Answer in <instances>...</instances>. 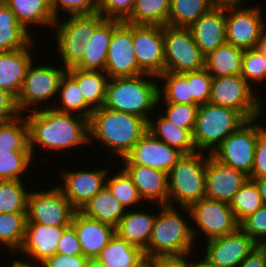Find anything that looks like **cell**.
I'll return each instance as SVG.
<instances>
[{
	"label": "cell",
	"mask_w": 266,
	"mask_h": 267,
	"mask_svg": "<svg viewBox=\"0 0 266 267\" xmlns=\"http://www.w3.org/2000/svg\"><path fill=\"white\" fill-rule=\"evenodd\" d=\"M248 179L244 172L224 165L208 154L205 174V198L230 204L234 194Z\"/></svg>",
	"instance_id": "d6986e66"
},
{
	"label": "cell",
	"mask_w": 266,
	"mask_h": 267,
	"mask_svg": "<svg viewBox=\"0 0 266 267\" xmlns=\"http://www.w3.org/2000/svg\"><path fill=\"white\" fill-rule=\"evenodd\" d=\"M171 0H136L133 11L124 21L136 25H167Z\"/></svg>",
	"instance_id": "e575fe53"
},
{
	"label": "cell",
	"mask_w": 266,
	"mask_h": 267,
	"mask_svg": "<svg viewBox=\"0 0 266 267\" xmlns=\"http://www.w3.org/2000/svg\"><path fill=\"white\" fill-rule=\"evenodd\" d=\"M248 178H266V129L258 136L254 163Z\"/></svg>",
	"instance_id": "816d5d0a"
},
{
	"label": "cell",
	"mask_w": 266,
	"mask_h": 267,
	"mask_svg": "<svg viewBox=\"0 0 266 267\" xmlns=\"http://www.w3.org/2000/svg\"><path fill=\"white\" fill-rule=\"evenodd\" d=\"M57 253L64 255H83L79 239L72 225L68 226L57 244Z\"/></svg>",
	"instance_id": "f5cc1de1"
},
{
	"label": "cell",
	"mask_w": 266,
	"mask_h": 267,
	"mask_svg": "<svg viewBox=\"0 0 266 267\" xmlns=\"http://www.w3.org/2000/svg\"><path fill=\"white\" fill-rule=\"evenodd\" d=\"M108 169L85 171H62L63 185H59L71 205L79 211L82 206L92 199L106 186Z\"/></svg>",
	"instance_id": "44dd1931"
},
{
	"label": "cell",
	"mask_w": 266,
	"mask_h": 267,
	"mask_svg": "<svg viewBox=\"0 0 266 267\" xmlns=\"http://www.w3.org/2000/svg\"><path fill=\"white\" fill-rule=\"evenodd\" d=\"M143 267H152V265L148 262L146 265H144Z\"/></svg>",
	"instance_id": "03108f58"
},
{
	"label": "cell",
	"mask_w": 266,
	"mask_h": 267,
	"mask_svg": "<svg viewBox=\"0 0 266 267\" xmlns=\"http://www.w3.org/2000/svg\"><path fill=\"white\" fill-rule=\"evenodd\" d=\"M33 61L27 68L26 75L20 90V93L16 99V105L20 113L31 106H37L33 108L38 110L37 104L39 102H47L50 98L56 94L58 96L59 83L67 70V63L63 62V67H51L38 65L33 67Z\"/></svg>",
	"instance_id": "30bf717a"
},
{
	"label": "cell",
	"mask_w": 266,
	"mask_h": 267,
	"mask_svg": "<svg viewBox=\"0 0 266 267\" xmlns=\"http://www.w3.org/2000/svg\"><path fill=\"white\" fill-rule=\"evenodd\" d=\"M136 0H98V13L105 19L125 21L133 11Z\"/></svg>",
	"instance_id": "f907efd6"
},
{
	"label": "cell",
	"mask_w": 266,
	"mask_h": 267,
	"mask_svg": "<svg viewBox=\"0 0 266 267\" xmlns=\"http://www.w3.org/2000/svg\"><path fill=\"white\" fill-rule=\"evenodd\" d=\"M262 5L226 7V43L243 50L257 47L262 35L266 32L263 20Z\"/></svg>",
	"instance_id": "7c38bea8"
},
{
	"label": "cell",
	"mask_w": 266,
	"mask_h": 267,
	"mask_svg": "<svg viewBox=\"0 0 266 267\" xmlns=\"http://www.w3.org/2000/svg\"><path fill=\"white\" fill-rule=\"evenodd\" d=\"M31 151H11L10 154H0V181H21V175L29 170L32 158Z\"/></svg>",
	"instance_id": "ee69618b"
},
{
	"label": "cell",
	"mask_w": 266,
	"mask_h": 267,
	"mask_svg": "<svg viewBox=\"0 0 266 267\" xmlns=\"http://www.w3.org/2000/svg\"><path fill=\"white\" fill-rule=\"evenodd\" d=\"M161 213L156 214L149 243L144 255L147 261L160 256L182 255L191 253L194 240L199 231L191 227L177 212V208L169 205L160 206Z\"/></svg>",
	"instance_id": "3957f363"
},
{
	"label": "cell",
	"mask_w": 266,
	"mask_h": 267,
	"mask_svg": "<svg viewBox=\"0 0 266 267\" xmlns=\"http://www.w3.org/2000/svg\"><path fill=\"white\" fill-rule=\"evenodd\" d=\"M133 44L139 69L159 77L165 72L163 27L133 24Z\"/></svg>",
	"instance_id": "9a60e30c"
},
{
	"label": "cell",
	"mask_w": 266,
	"mask_h": 267,
	"mask_svg": "<svg viewBox=\"0 0 266 267\" xmlns=\"http://www.w3.org/2000/svg\"><path fill=\"white\" fill-rule=\"evenodd\" d=\"M26 221V213H0V243L14 254L23 244Z\"/></svg>",
	"instance_id": "ab89813d"
},
{
	"label": "cell",
	"mask_w": 266,
	"mask_h": 267,
	"mask_svg": "<svg viewBox=\"0 0 266 267\" xmlns=\"http://www.w3.org/2000/svg\"><path fill=\"white\" fill-rule=\"evenodd\" d=\"M66 72L77 82L84 101L93 110L104 106L109 80L104 71L81 70L67 65Z\"/></svg>",
	"instance_id": "83f0119b"
},
{
	"label": "cell",
	"mask_w": 266,
	"mask_h": 267,
	"mask_svg": "<svg viewBox=\"0 0 266 267\" xmlns=\"http://www.w3.org/2000/svg\"><path fill=\"white\" fill-rule=\"evenodd\" d=\"M240 75L249 85L253 81L261 83L266 79V59L257 48L243 51Z\"/></svg>",
	"instance_id": "f6af8a7d"
},
{
	"label": "cell",
	"mask_w": 266,
	"mask_h": 267,
	"mask_svg": "<svg viewBox=\"0 0 266 267\" xmlns=\"http://www.w3.org/2000/svg\"><path fill=\"white\" fill-rule=\"evenodd\" d=\"M212 77L207 69L188 72L190 104L203 105L209 102Z\"/></svg>",
	"instance_id": "7dc6e473"
},
{
	"label": "cell",
	"mask_w": 266,
	"mask_h": 267,
	"mask_svg": "<svg viewBox=\"0 0 266 267\" xmlns=\"http://www.w3.org/2000/svg\"><path fill=\"white\" fill-rule=\"evenodd\" d=\"M104 72L109 79L144 75L134 52L133 24L122 21L113 30Z\"/></svg>",
	"instance_id": "5bb4252c"
},
{
	"label": "cell",
	"mask_w": 266,
	"mask_h": 267,
	"mask_svg": "<svg viewBox=\"0 0 266 267\" xmlns=\"http://www.w3.org/2000/svg\"><path fill=\"white\" fill-rule=\"evenodd\" d=\"M243 51L239 47L226 43L205 56V69L212 78L240 75Z\"/></svg>",
	"instance_id": "836d02e7"
},
{
	"label": "cell",
	"mask_w": 266,
	"mask_h": 267,
	"mask_svg": "<svg viewBox=\"0 0 266 267\" xmlns=\"http://www.w3.org/2000/svg\"><path fill=\"white\" fill-rule=\"evenodd\" d=\"M150 77L157 78L144 74L110 79L107 84L104 107L134 114L148 121L151 115L149 112L154 111L153 108H156L162 99V95L158 94V83L153 82L149 79Z\"/></svg>",
	"instance_id": "277c9868"
},
{
	"label": "cell",
	"mask_w": 266,
	"mask_h": 267,
	"mask_svg": "<svg viewBox=\"0 0 266 267\" xmlns=\"http://www.w3.org/2000/svg\"><path fill=\"white\" fill-rule=\"evenodd\" d=\"M160 78L165 81L162 87H158L159 96H161V94L164 95L162 102L190 104V84H188V72H164L159 76V79Z\"/></svg>",
	"instance_id": "b9f144b4"
},
{
	"label": "cell",
	"mask_w": 266,
	"mask_h": 267,
	"mask_svg": "<svg viewBox=\"0 0 266 267\" xmlns=\"http://www.w3.org/2000/svg\"><path fill=\"white\" fill-rule=\"evenodd\" d=\"M123 167L144 202L147 200L158 203L157 206L168 205V173L136 164H124Z\"/></svg>",
	"instance_id": "cb8c5ba5"
},
{
	"label": "cell",
	"mask_w": 266,
	"mask_h": 267,
	"mask_svg": "<svg viewBox=\"0 0 266 267\" xmlns=\"http://www.w3.org/2000/svg\"><path fill=\"white\" fill-rule=\"evenodd\" d=\"M126 211L106 186L79 210L84 216L113 227L118 225Z\"/></svg>",
	"instance_id": "f546056e"
},
{
	"label": "cell",
	"mask_w": 266,
	"mask_h": 267,
	"mask_svg": "<svg viewBox=\"0 0 266 267\" xmlns=\"http://www.w3.org/2000/svg\"><path fill=\"white\" fill-rule=\"evenodd\" d=\"M200 261V262H199ZM194 262L192 260V267H217L211 264L208 260L205 258H202L201 260Z\"/></svg>",
	"instance_id": "be15d7a7"
},
{
	"label": "cell",
	"mask_w": 266,
	"mask_h": 267,
	"mask_svg": "<svg viewBox=\"0 0 266 267\" xmlns=\"http://www.w3.org/2000/svg\"><path fill=\"white\" fill-rule=\"evenodd\" d=\"M120 20L105 19L93 32L88 42L67 62L81 70L104 71L113 30Z\"/></svg>",
	"instance_id": "ffe728a7"
},
{
	"label": "cell",
	"mask_w": 266,
	"mask_h": 267,
	"mask_svg": "<svg viewBox=\"0 0 266 267\" xmlns=\"http://www.w3.org/2000/svg\"><path fill=\"white\" fill-rule=\"evenodd\" d=\"M156 215L128 210L115 227V233L129 244L145 251L154 227Z\"/></svg>",
	"instance_id": "4316f807"
},
{
	"label": "cell",
	"mask_w": 266,
	"mask_h": 267,
	"mask_svg": "<svg viewBox=\"0 0 266 267\" xmlns=\"http://www.w3.org/2000/svg\"><path fill=\"white\" fill-rule=\"evenodd\" d=\"M71 225L79 239L83 256L96 258L115 234V227L84 216L79 211L73 215Z\"/></svg>",
	"instance_id": "d4e9b609"
},
{
	"label": "cell",
	"mask_w": 266,
	"mask_h": 267,
	"mask_svg": "<svg viewBox=\"0 0 266 267\" xmlns=\"http://www.w3.org/2000/svg\"><path fill=\"white\" fill-rule=\"evenodd\" d=\"M258 118L249 119L231 133L211 154L224 165L250 175L258 136L266 129L256 125Z\"/></svg>",
	"instance_id": "52a82bcc"
},
{
	"label": "cell",
	"mask_w": 266,
	"mask_h": 267,
	"mask_svg": "<svg viewBox=\"0 0 266 267\" xmlns=\"http://www.w3.org/2000/svg\"><path fill=\"white\" fill-rule=\"evenodd\" d=\"M241 1L243 3V0H211V3L218 7L242 6Z\"/></svg>",
	"instance_id": "91938a15"
},
{
	"label": "cell",
	"mask_w": 266,
	"mask_h": 267,
	"mask_svg": "<svg viewBox=\"0 0 266 267\" xmlns=\"http://www.w3.org/2000/svg\"><path fill=\"white\" fill-rule=\"evenodd\" d=\"M31 35L19 24L14 12L0 0V51L26 48L34 41Z\"/></svg>",
	"instance_id": "d6a6232c"
},
{
	"label": "cell",
	"mask_w": 266,
	"mask_h": 267,
	"mask_svg": "<svg viewBox=\"0 0 266 267\" xmlns=\"http://www.w3.org/2000/svg\"><path fill=\"white\" fill-rule=\"evenodd\" d=\"M191 253L182 255L160 256L148 261L152 267H192V261L189 262L188 256ZM188 258V260H187Z\"/></svg>",
	"instance_id": "9f6ffc18"
},
{
	"label": "cell",
	"mask_w": 266,
	"mask_h": 267,
	"mask_svg": "<svg viewBox=\"0 0 266 267\" xmlns=\"http://www.w3.org/2000/svg\"><path fill=\"white\" fill-rule=\"evenodd\" d=\"M58 94L62 105H55V110L90 119L94 110L84 101L77 82L67 72L60 80Z\"/></svg>",
	"instance_id": "74e56055"
},
{
	"label": "cell",
	"mask_w": 266,
	"mask_h": 267,
	"mask_svg": "<svg viewBox=\"0 0 266 267\" xmlns=\"http://www.w3.org/2000/svg\"><path fill=\"white\" fill-rule=\"evenodd\" d=\"M68 226H48L26 222L25 236L18 252L28 254L29 259L41 263L57 253V244ZM32 258V259H31Z\"/></svg>",
	"instance_id": "7402d4cb"
},
{
	"label": "cell",
	"mask_w": 266,
	"mask_h": 267,
	"mask_svg": "<svg viewBox=\"0 0 266 267\" xmlns=\"http://www.w3.org/2000/svg\"><path fill=\"white\" fill-rule=\"evenodd\" d=\"M96 258L107 267H143L148 263L144 251L116 233Z\"/></svg>",
	"instance_id": "f1b7e54d"
},
{
	"label": "cell",
	"mask_w": 266,
	"mask_h": 267,
	"mask_svg": "<svg viewBox=\"0 0 266 267\" xmlns=\"http://www.w3.org/2000/svg\"><path fill=\"white\" fill-rule=\"evenodd\" d=\"M251 87L241 75L214 77L209 103L232 108L247 120L259 118L264 107Z\"/></svg>",
	"instance_id": "ba28073f"
},
{
	"label": "cell",
	"mask_w": 266,
	"mask_h": 267,
	"mask_svg": "<svg viewBox=\"0 0 266 267\" xmlns=\"http://www.w3.org/2000/svg\"><path fill=\"white\" fill-rule=\"evenodd\" d=\"M28 124L29 148L34 156L35 144L51 151L89 143V119L78 114L55 110L53 106L32 110Z\"/></svg>",
	"instance_id": "6da1fadb"
},
{
	"label": "cell",
	"mask_w": 266,
	"mask_h": 267,
	"mask_svg": "<svg viewBox=\"0 0 266 267\" xmlns=\"http://www.w3.org/2000/svg\"><path fill=\"white\" fill-rule=\"evenodd\" d=\"M148 132L170 147L178 149L183 154L195 153L192 131L186 128H178L169 122L162 114L157 121L148 120Z\"/></svg>",
	"instance_id": "1f68e13d"
},
{
	"label": "cell",
	"mask_w": 266,
	"mask_h": 267,
	"mask_svg": "<svg viewBox=\"0 0 266 267\" xmlns=\"http://www.w3.org/2000/svg\"><path fill=\"white\" fill-rule=\"evenodd\" d=\"M24 112L15 119L0 123V154L11 151H31L29 148L28 124Z\"/></svg>",
	"instance_id": "8d00e7d4"
},
{
	"label": "cell",
	"mask_w": 266,
	"mask_h": 267,
	"mask_svg": "<svg viewBox=\"0 0 266 267\" xmlns=\"http://www.w3.org/2000/svg\"><path fill=\"white\" fill-rule=\"evenodd\" d=\"M34 261L32 260H24V261H20V260H16V261H13L12 263V266L10 267H39V266H36L37 264L33 263Z\"/></svg>",
	"instance_id": "94428289"
},
{
	"label": "cell",
	"mask_w": 266,
	"mask_h": 267,
	"mask_svg": "<svg viewBox=\"0 0 266 267\" xmlns=\"http://www.w3.org/2000/svg\"><path fill=\"white\" fill-rule=\"evenodd\" d=\"M166 111L164 117L178 128H186L193 131L199 105L165 103Z\"/></svg>",
	"instance_id": "bcb514c9"
},
{
	"label": "cell",
	"mask_w": 266,
	"mask_h": 267,
	"mask_svg": "<svg viewBox=\"0 0 266 267\" xmlns=\"http://www.w3.org/2000/svg\"><path fill=\"white\" fill-rule=\"evenodd\" d=\"M213 7L211 0H171L167 25L189 28Z\"/></svg>",
	"instance_id": "d590c367"
},
{
	"label": "cell",
	"mask_w": 266,
	"mask_h": 267,
	"mask_svg": "<svg viewBox=\"0 0 266 267\" xmlns=\"http://www.w3.org/2000/svg\"><path fill=\"white\" fill-rule=\"evenodd\" d=\"M20 114L16 99L7 91L0 89V123L13 120Z\"/></svg>",
	"instance_id": "11a10c76"
},
{
	"label": "cell",
	"mask_w": 266,
	"mask_h": 267,
	"mask_svg": "<svg viewBox=\"0 0 266 267\" xmlns=\"http://www.w3.org/2000/svg\"><path fill=\"white\" fill-rule=\"evenodd\" d=\"M183 156L178 149L146 132L131 151L122 158L123 164H136L162 170L166 173Z\"/></svg>",
	"instance_id": "ac0fdd59"
},
{
	"label": "cell",
	"mask_w": 266,
	"mask_h": 267,
	"mask_svg": "<svg viewBox=\"0 0 266 267\" xmlns=\"http://www.w3.org/2000/svg\"><path fill=\"white\" fill-rule=\"evenodd\" d=\"M87 257L83 255H64L56 253L42 262L43 267H86Z\"/></svg>",
	"instance_id": "db71d44e"
},
{
	"label": "cell",
	"mask_w": 266,
	"mask_h": 267,
	"mask_svg": "<svg viewBox=\"0 0 266 267\" xmlns=\"http://www.w3.org/2000/svg\"><path fill=\"white\" fill-rule=\"evenodd\" d=\"M86 267H107L104 263L100 262L97 258H89Z\"/></svg>",
	"instance_id": "e7e4bbea"
},
{
	"label": "cell",
	"mask_w": 266,
	"mask_h": 267,
	"mask_svg": "<svg viewBox=\"0 0 266 267\" xmlns=\"http://www.w3.org/2000/svg\"><path fill=\"white\" fill-rule=\"evenodd\" d=\"M52 13L59 20V8L68 16L91 15L98 13V0H50Z\"/></svg>",
	"instance_id": "c3c4849f"
},
{
	"label": "cell",
	"mask_w": 266,
	"mask_h": 267,
	"mask_svg": "<svg viewBox=\"0 0 266 267\" xmlns=\"http://www.w3.org/2000/svg\"><path fill=\"white\" fill-rule=\"evenodd\" d=\"M203 154V152L198 151L191 154H183L169 170V206H174L173 201L175 200L174 202H177L181 208H189L193 203L205 198V174L208 153L207 156Z\"/></svg>",
	"instance_id": "8992f818"
},
{
	"label": "cell",
	"mask_w": 266,
	"mask_h": 267,
	"mask_svg": "<svg viewBox=\"0 0 266 267\" xmlns=\"http://www.w3.org/2000/svg\"><path fill=\"white\" fill-rule=\"evenodd\" d=\"M240 228L258 245H266V205L247 217Z\"/></svg>",
	"instance_id": "681fc988"
},
{
	"label": "cell",
	"mask_w": 266,
	"mask_h": 267,
	"mask_svg": "<svg viewBox=\"0 0 266 267\" xmlns=\"http://www.w3.org/2000/svg\"><path fill=\"white\" fill-rule=\"evenodd\" d=\"M184 209L205 234L206 241L230 234L240 227L230 205L225 202L203 198Z\"/></svg>",
	"instance_id": "4fadbf2b"
},
{
	"label": "cell",
	"mask_w": 266,
	"mask_h": 267,
	"mask_svg": "<svg viewBox=\"0 0 266 267\" xmlns=\"http://www.w3.org/2000/svg\"><path fill=\"white\" fill-rule=\"evenodd\" d=\"M148 131V121L134 114L102 106L89 119V141L101 142L107 149L124 158Z\"/></svg>",
	"instance_id": "7a4b0ae2"
},
{
	"label": "cell",
	"mask_w": 266,
	"mask_h": 267,
	"mask_svg": "<svg viewBox=\"0 0 266 267\" xmlns=\"http://www.w3.org/2000/svg\"><path fill=\"white\" fill-rule=\"evenodd\" d=\"M16 15L19 24L28 31L30 24L52 26L55 17L50 0H2Z\"/></svg>",
	"instance_id": "4dcf8cb0"
},
{
	"label": "cell",
	"mask_w": 266,
	"mask_h": 267,
	"mask_svg": "<svg viewBox=\"0 0 266 267\" xmlns=\"http://www.w3.org/2000/svg\"><path fill=\"white\" fill-rule=\"evenodd\" d=\"M68 20H56L53 28L56 33L57 47L62 62H68L84 46L94 30L105 20L101 13L91 15L68 16ZM60 22V23H59Z\"/></svg>",
	"instance_id": "2e32d148"
},
{
	"label": "cell",
	"mask_w": 266,
	"mask_h": 267,
	"mask_svg": "<svg viewBox=\"0 0 266 267\" xmlns=\"http://www.w3.org/2000/svg\"><path fill=\"white\" fill-rule=\"evenodd\" d=\"M256 48L263 55V57L266 59V32L262 35Z\"/></svg>",
	"instance_id": "6125c7cd"
},
{
	"label": "cell",
	"mask_w": 266,
	"mask_h": 267,
	"mask_svg": "<svg viewBox=\"0 0 266 267\" xmlns=\"http://www.w3.org/2000/svg\"><path fill=\"white\" fill-rule=\"evenodd\" d=\"M230 207L235 218L241 224L247 217L263 206V202L255 181L248 178L234 194Z\"/></svg>",
	"instance_id": "f35d334b"
},
{
	"label": "cell",
	"mask_w": 266,
	"mask_h": 267,
	"mask_svg": "<svg viewBox=\"0 0 266 267\" xmlns=\"http://www.w3.org/2000/svg\"><path fill=\"white\" fill-rule=\"evenodd\" d=\"M189 29L204 56L215 51L226 44V7L214 6Z\"/></svg>",
	"instance_id": "603a6c76"
},
{
	"label": "cell",
	"mask_w": 266,
	"mask_h": 267,
	"mask_svg": "<svg viewBox=\"0 0 266 267\" xmlns=\"http://www.w3.org/2000/svg\"><path fill=\"white\" fill-rule=\"evenodd\" d=\"M106 187L127 210L143 201L137 187L122 168L118 174L106 179Z\"/></svg>",
	"instance_id": "7bdbcfd3"
},
{
	"label": "cell",
	"mask_w": 266,
	"mask_h": 267,
	"mask_svg": "<svg viewBox=\"0 0 266 267\" xmlns=\"http://www.w3.org/2000/svg\"><path fill=\"white\" fill-rule=\"evenodd\" d=\"M165 72L185 73L205 68V56L189 28L163 26Z\"/></svg>",
	"instance_id": "9c48e42d"
},
{
	"label": "cell",
	"mask_w": 266,
	"mask_h": 267,
	"mask_svg": "<svg viewBox=\"0 0 266 267\" xmlns=\"http://www.w3.org/2000/svg\"><path fill=\"white\" fill-rule=\"evenodd\" d=\"M29 192L22 181H0V213H27Z\"/></svg>",
	"instance_id": "60d3db41"
},
{
	"label": "cell",
	"mask_w": 266,
	"mask_h": 267,
	"mask_svg": "<svg viewBox=\"0 0 266 267\" xmlns=\"http://www.w3.org/2000/svg\"><path fill=\"white\" fill-rule=\"evenodd\" d=\"M33 44L32 41L24 49L0 51V89L15 99L20 93L28 66L34 61L30 50Z\"/></svg>",
	"instance_id": "484cf974"
},
{
	"label": "cell",
	"mask_w": 266,
	"mask_h": 267,
	"mask_svg": "<svg viewBox=\"0 0 266 267\" xmlns=\"http://www.w3.org/2000/svg\"><path fill=\"white\" fill-rule=\"evenodd\" d=\"M237 267H266V245H257Z\"/></svg>",
	"instance_id": "6f0895ef"
},
{
	"label": "cell",
	"mask_w": 266,
	"mask_h": 267,
	"mask_svg": "<svg viewBox=\"0 0 266 267\" xmlns=\"http://www.w3.org/2000/svg\"><path fill=\"white\" fill-rule=\"evenodd\" d=\"M247 119L238 111L205 103L199 105L197 118L192 131L193 142L198 152L208 151L212 154L215 149Z\"/></svg>",
	"instance_id": "5b68a950"
},
{
	"label": "cell",
	"mask_w": 266,
	"mask_h": 267,
	"mask_svg": "<svg viewBox=\"0 0 266 267\" xmlns=\"http://www.w3.org/2000/svg\"><path fill=\"white\" fill-rule=\"evenodd\" d=\"M204 242V258L217 267H237L258 245L240 227L230 234Z\"/></svg>",
	"instance_id": "e0dca14e"
},
{
	"label": "cell",
	"mask_w": 266,
	"mask_h": 267,
	"mask_svg": "<svg viewBox=\"0 0 266 267\" xmlns=\"http://www.w3.org/2000/svg\"><path fill=\"white\" fill-rule=\"evenodd\" d=\"M76 211L57 185L47 191L29 192L26 222L48 226H70Z\"/></svg>",
	"instance_id": "8fae6325"
},
{
	"label": "cell",
	"mask_w": 266,
	"mask_h": 267,
	"mask_svg": "<svg viewBox=\"0 0 266 267\" xmlns=\"http://www.w3.org/2000/svg\"><path fill=\"white\" fill-rule=\"evenodd\" d=\"M251 179L255 181L258 187L263 205H266V178H251Z\"/></svg>",
	"instance_id": "680465c9"
}]
</instances>
